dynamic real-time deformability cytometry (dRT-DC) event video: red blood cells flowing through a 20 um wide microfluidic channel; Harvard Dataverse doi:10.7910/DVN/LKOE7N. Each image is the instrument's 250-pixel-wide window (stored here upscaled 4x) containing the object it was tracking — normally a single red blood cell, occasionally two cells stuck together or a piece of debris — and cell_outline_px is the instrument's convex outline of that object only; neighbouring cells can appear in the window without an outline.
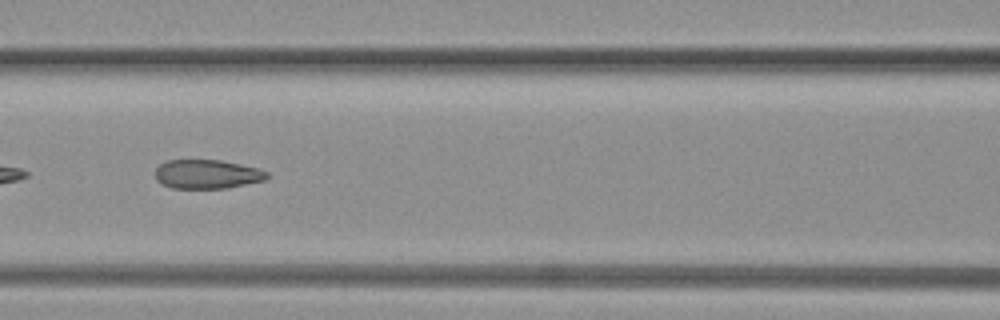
{"species": "common noctule bat (a hibernating species)", "species_latin": "Nyctalus noctula", "temperature_condition": "warm", "stored_images_in_passage": 16, "camera_frame_rate_fps": 3000, "um_per_image_px": 0.085, "animal": {"sex": "female", "body_mass_g": 19.3, "forearm_length_mm": 54.1}, "frame": {"image": 1, "passage_image": 12, "time_ms": 3.667, "image_size_px": [1000, 320], "cell_outline_px": [[268, 176], [264, 180], [228, 188], [172, 188], [160, 184], [156, 180], [156, 168], [160, 164], [168, 160], [220, 160], [260, 168], [268, 172]], "centroid_in_image_um": [17.6, 14.8], "position_along_channel_um": 149.0, "area_um2": 18.96}}